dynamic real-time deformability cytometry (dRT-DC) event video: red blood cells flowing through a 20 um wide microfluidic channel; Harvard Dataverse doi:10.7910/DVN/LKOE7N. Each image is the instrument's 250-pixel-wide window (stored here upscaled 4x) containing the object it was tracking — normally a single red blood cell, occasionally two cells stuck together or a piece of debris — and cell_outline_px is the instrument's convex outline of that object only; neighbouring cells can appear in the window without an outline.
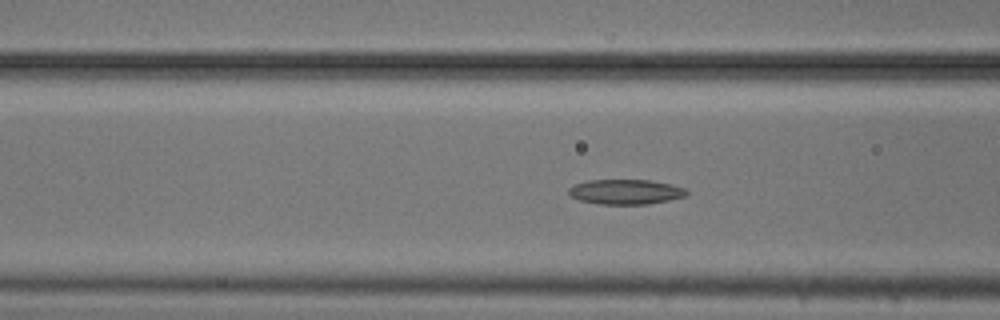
{"species": "common noctule bat (a hibernating species)", "species_latin": "Nyctalus noctula", "temperature_condition": "cold", "stored_images_in_passage": 43, "camera_frame_rate_fps": 3000, "um_per_image_px": 0.085, "animal": {"sex": "male", "body_mass_g": 20.5, "forearm_length_mm": 52.5}, "frame": {"image": 1, "passage_image": 9, "time_ms": 2.667, "image_size_px": [1000, 320], "cell_outline_px": [[688, 196], [648, 204], [600, 204], [580, 200], [568, 196], [568, 188], [576, 184], [588, 180], [652, 180], [672, 184], [688, 188]], "centroid_in_image_um": [53.22, 16.3], "position_along_channel_um": 113.4, "area_um2": 17.34}}
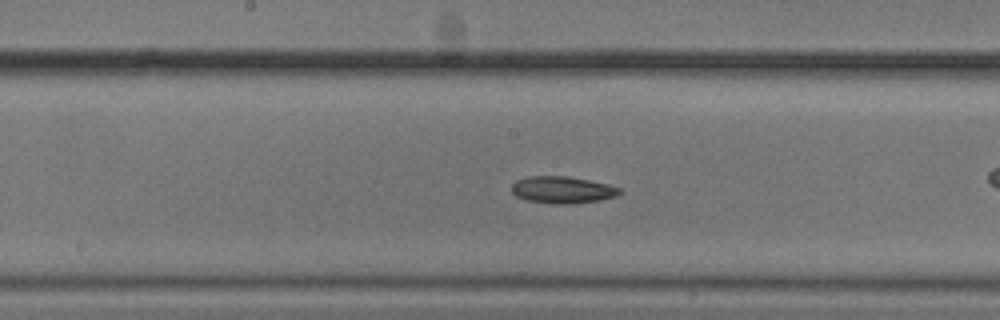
{"frame": {"image": 2, "passage_image": 16, "time_ms": 5.0, "image_size_px": [1000, 320], "cell_outline_px": [[620, 192], [616, 196], [600, 200], [572, 204], [552, 204], [528, 200], [516, 196], [512, 192], [512, 184], [516, 180], [528, 176], [568, 176], [608, 184], [620, 188]], "centroid_in_image_um": [47.79, 16.14], "position_along_channel_um": 200.4, "area_um2": 16.94}}
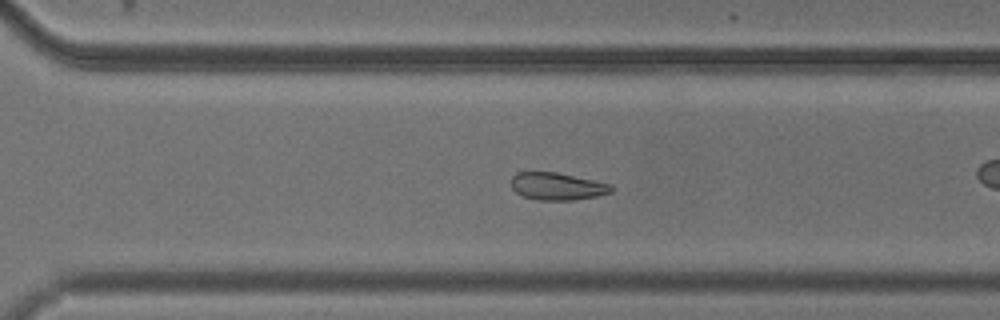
{"frame": {"image": 3, "passage_image": 26, "time_ms": 8.333, "image_size_px": [1000, 320], "cell_outline_px": [[616, 188], [612, 192], [596, 196], [572, 200], [536, 200], [520, 196], [512, 188], [512, 176], [516, 172], [556, 172], [612, 184]], "centroid_in_image_um": [47.37, 15.84], "position_along_channel_um": 323.2, "area_um2": 16.13}}